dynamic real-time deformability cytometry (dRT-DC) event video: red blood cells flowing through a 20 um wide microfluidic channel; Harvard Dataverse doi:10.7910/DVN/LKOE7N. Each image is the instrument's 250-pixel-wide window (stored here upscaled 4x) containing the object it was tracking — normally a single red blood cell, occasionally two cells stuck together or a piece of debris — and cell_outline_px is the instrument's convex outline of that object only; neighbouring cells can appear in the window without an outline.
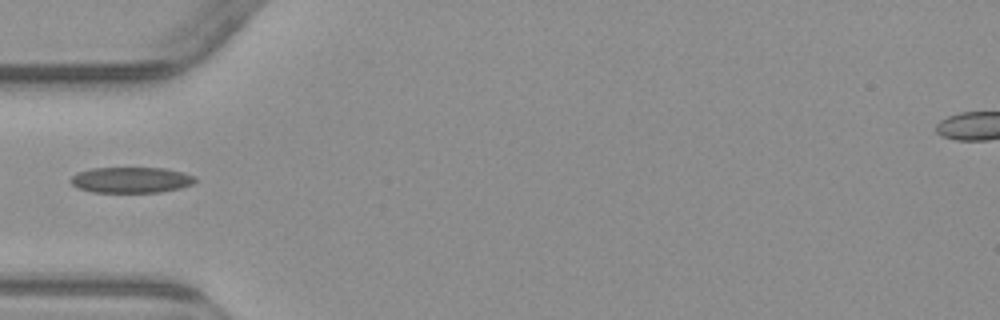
{"species": "common noctule bat (a hibernating species)", "species_latin": "Nyctalus noctula", "temperature_condition": "warm", "stored_images_in_passage": 2, "camera_frame_rate_fps": 3000, "um_per_image_px": 0.085, "animal": {"sex": "male", "body_mass_g": 23.1, "forearm_length_mm": 52.7}, "frame": {"image": 1, "passage_image": 2, "time_ms": 1.333, "image_size_px": [1000, 320], "cell_outline_px": [[196, 180], [192, 184], [180, 188], [160, 192], [92, 192], [76, 188], [68, 180], [76, 172], [92, 168], [164, 168], [184, 172], [196, 176]], "centroid_in_image_um": [11.12, 15.29], "position_along_channel_um": 73.9, "area_um2": 18.9}}